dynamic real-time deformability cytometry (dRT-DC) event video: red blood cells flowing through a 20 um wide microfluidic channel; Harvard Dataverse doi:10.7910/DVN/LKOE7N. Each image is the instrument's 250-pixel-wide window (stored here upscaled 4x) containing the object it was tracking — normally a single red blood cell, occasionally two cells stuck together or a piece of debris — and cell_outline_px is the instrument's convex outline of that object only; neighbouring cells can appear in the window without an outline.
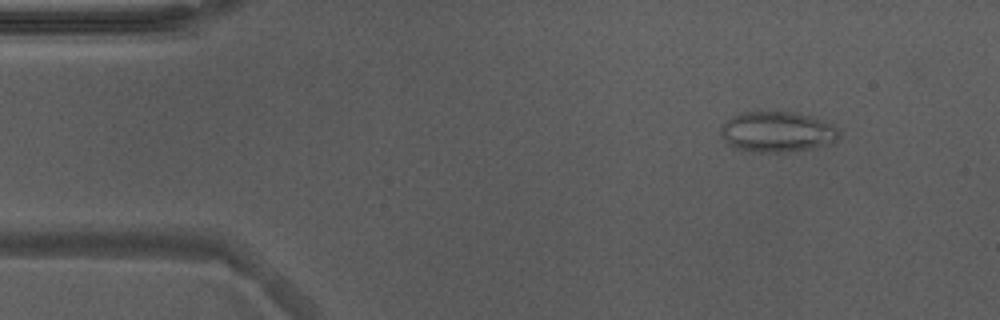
{"species": "Egyptian fruit bat (a non-hibernating species)", "species_latin": "Rousettus aegyptiacus", "temperature_condition": "warm", "stored_images_in_passage": 49, "camera_frame_rate_fps": 3000, "um_per_image_px": 0.085, "animal": {"sex": "male"}, "frame": {"image": 1, "passage_image": 3, "time_ms": 0.667, "image_size_px": [1000, 320], "cell_outline_px": [[840, 136], [832, 144], [784, 152], [756, 152], [736, 148], [728, 144], [724, 140], [720, 132], [720, 128], [732, 116], [744, 112], [788, 112], [812, 116], [832, 124], [840, 132]], "centroid_in_image_um": [66.07, 11.21], "position_along_channel_um": 18.9, "area_um2": 27.74}}
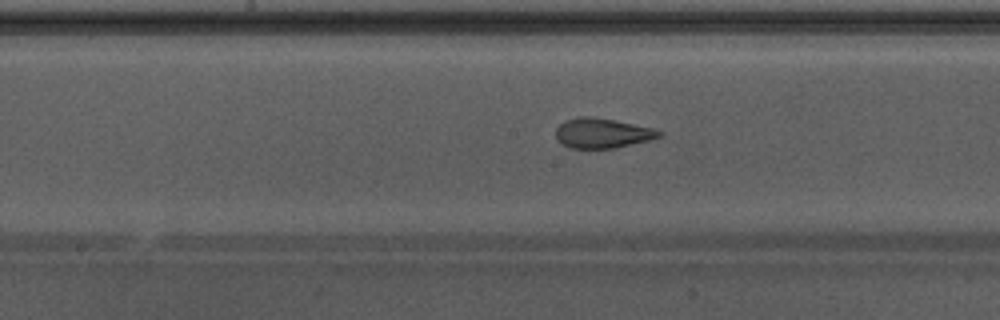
{"frame": {"image": 2, "passage_image": 23, "time_ms": 7.333, "image_size_px": [1000, 320], "cell_outline_px": [[664, 132], [660, 136], [648, 140], [616, 148], [572, 148], [564, 144], [556, 136], [556, 128], [560, 124], [568, 120], [580, 116], [592, 116], [652, 128]], "centroid_in_image_um": [51.2, 11.32], "position_along_channel_um": 197.0, "area_um2": 17.57}}
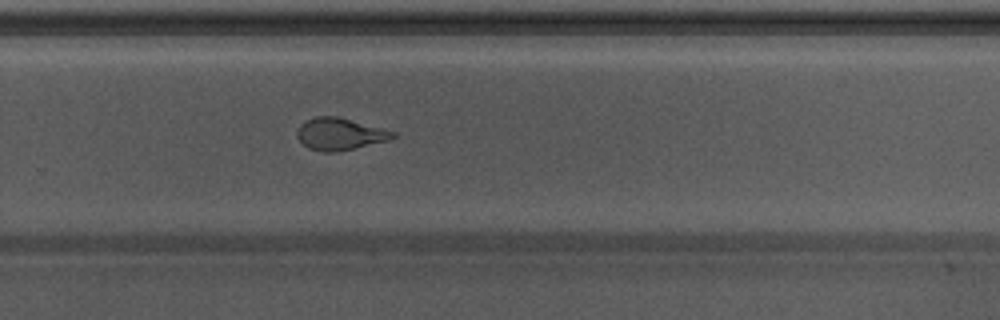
{"frame": {"image": 3, "passage_image": 31, "time_ms": 10.0, "image_size_px": [1000, 320], "cell_outline_px": [[396, 136], [388, 140], [336, 152], [324, 152], [308, 148], [296, 136], [296, 132], [300, 124], [316, 116], [336, 116], [396, 132]], "centroid_in_image_um": [28.85, 11.39], "position_along_channel_um": 300.9, "area_um2": 17.57}, "authors_computed_cell_mechanics": {"area_um2": 19.5942, "velocity_mm_per_s": 3.9105, "shape_relaxation_time_tau1_ms": null, "shape_relaxation_time_tau2_ms": 1.0919, "deformation_change_tau1": null, "deformation_change_tau2": 0.0879}}